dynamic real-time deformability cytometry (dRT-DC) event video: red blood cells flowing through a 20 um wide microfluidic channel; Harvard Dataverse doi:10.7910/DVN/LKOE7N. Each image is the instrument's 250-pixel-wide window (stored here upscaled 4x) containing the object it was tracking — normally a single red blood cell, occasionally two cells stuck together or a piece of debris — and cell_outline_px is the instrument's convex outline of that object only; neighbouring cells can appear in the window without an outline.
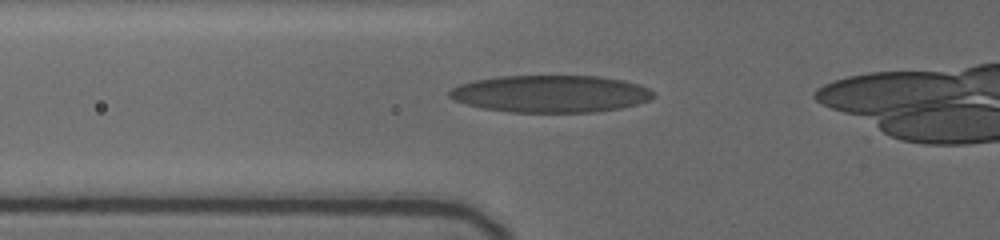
{"species": "human", "species_latin": "Homo sapiens", "temperature_condition": "cold", "stored_images_in_passage": 19, "camera_frame_rate_fps": 3000, "um_per_image_px": 0.085, "donor": {"sex": "female"}, "frame": {"image": 1, "passage_image": 2, "time_ms": 1.0, "image_size_px": [1000, 240], "cell_outline_px": [[656, 96], [648, 100], [636, 104], [620, 108], [592, 112], [512, 112], [484, 108], [468, 104], [456, 100], [448, 96], [448, 92], [452, 88], [460, 84], [476, 80], [500, 76], [600, 76], [624, 80], [648, 88]], "centroid_in_image_um": [46.81, 7.97], "position_along_channel_um": 79.0, "area_um2": 43.87}}
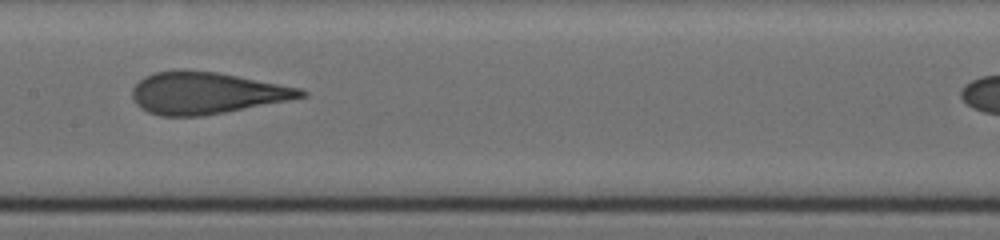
{"frame": {"image": 2, "passage_image": 6, "time_ms": 4.0, "image_size_px": [1000, 240], "cell_outline_px": [[308, 96], [288, 100], [204, 116], [160, 116], [148, 112], [140, 108], [136, 104], [132, 96], [132, 88], [144, 76], [156, 72], [216, 72], [300, 88], [308, 92]], "centroid_in_image_um": [17.54, 7.94], "position_along_channel_um": 189.9, "area_um2": 40.29}}
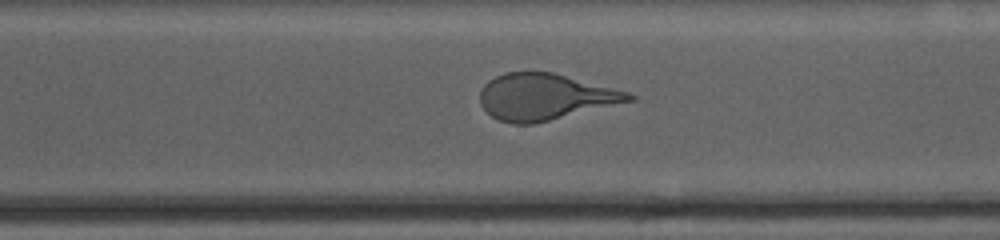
{"frame": {"image": 3, "passage_image": 14, "time_ms": 7.667, "image_size_px": [1000, 240], "cell_outline_px": [[636, 100], [532, 124], [516, 124], [500, 120], [492, 116], [480, 104], [480, 92], [484, 84], [488, 80], [504, 72], [552, 72], [628, 92], [636, 96]], "centroid_in_image_um": [46.32, 8.23], "position_along_channel_um": 324.3, "area_um2": 39.82}}